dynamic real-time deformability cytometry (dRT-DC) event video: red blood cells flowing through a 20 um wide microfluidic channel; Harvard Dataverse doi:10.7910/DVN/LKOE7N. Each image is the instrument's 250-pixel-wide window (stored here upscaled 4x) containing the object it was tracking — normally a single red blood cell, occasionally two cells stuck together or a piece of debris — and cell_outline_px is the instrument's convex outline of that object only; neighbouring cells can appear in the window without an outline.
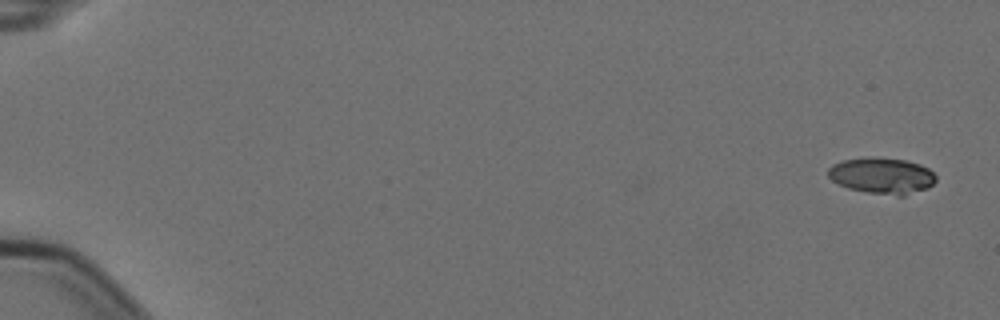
{"species": "Egyptian fruit bat (a non-hibernating species)", "species_latin": "Rousettus aegyptiacus", "temperature_condition": "cold", "stored_images_in_passage": 6, "camera_frame_rate_fps": 3000, "um_per_image_px": 0.085, "animal": {"sex": "female"}, "frame": {"image": 1, "passage_image": 1, "time_ms": 0.0, "image_size_px": [1000, 320], "cell_outline_px": [[936, 180], [928, 188], [904, 196], [896, 196], [868, 192], [848, 188], [832, 180], [828, 176], [828, 168], [832, 164], [844, 160], [864, 156], [876, 156], [908, 160], [920, 164], [928, 168], [936, 176]], "centroid_in_image_um": [74.97, 14.91], "position_along_channel_um": 10.0, "area_um2": 23.06}}
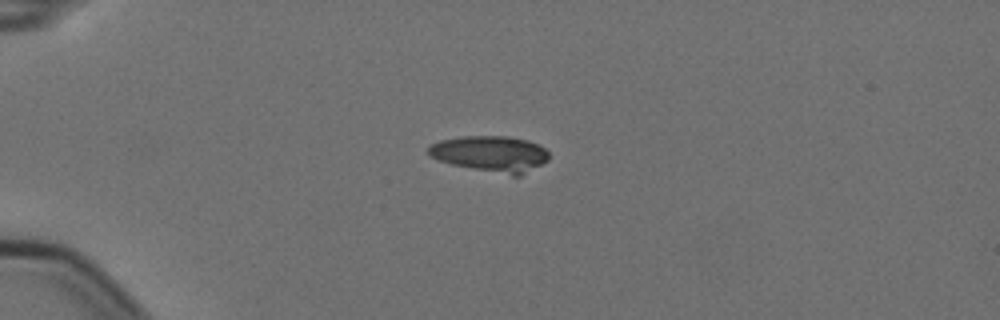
{"frame": {"image": 2, "passage_image": 4, "time_ms": 1.0, "image_size_px": [1000, 320], "cell_outline_px": [[548, 160], [520, 176], [512, 176], [452, 164], [440, 160], [432, 156], [428, 152], [428, 148], [432, 144], [440, 140], [460, 136], [508, 136], [528, 140], [540, 144], [548, 152]], "centroid_in_image_um": [41.74, 13.06], "position_along_channel_um": 43.3, "area_um2": 25.14}}
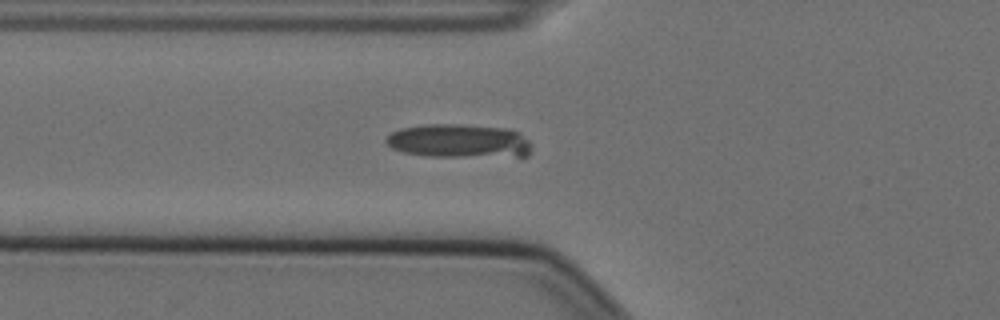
{"frame": {"image": 3, "passage_image": 6, "time_ms": 1.667, "image_size_px": [1000, 320], "cell_outline_px": [[532, 144], [528, 156], [428, 156], [404, 152], [392, 148], [384, 140], [392, 132], [400, 128], [424, 124], [456, 124], [504, 128], [520, 132]], "centroid_in_image_um": [39.02, 11.98], "position_along_channel_um": 86.8, "area_um2": 28.5}}